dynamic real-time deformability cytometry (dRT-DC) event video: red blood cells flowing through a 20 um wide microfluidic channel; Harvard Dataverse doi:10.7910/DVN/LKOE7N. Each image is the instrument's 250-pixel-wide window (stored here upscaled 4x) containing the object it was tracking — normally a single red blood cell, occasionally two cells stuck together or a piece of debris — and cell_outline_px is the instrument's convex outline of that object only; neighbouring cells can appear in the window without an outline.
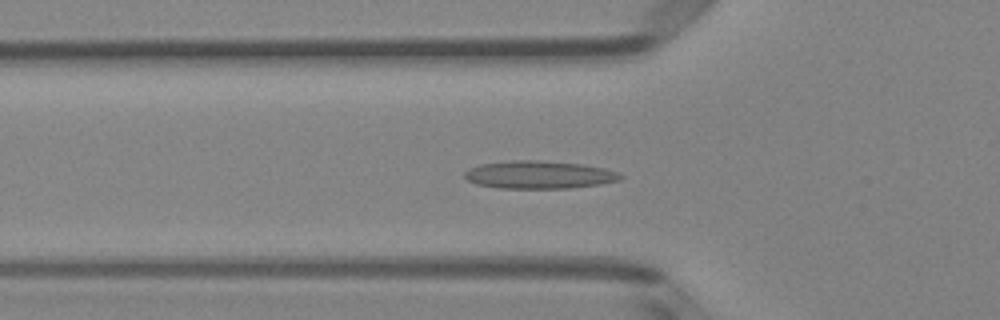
{"species": "Egyptian fruit bat (a non-hibernating species)", "species_latin": "Rousettus aegyptiacus", "temperature_condition": "room temperature", "stored_images_in_passage": 50, "camera_frame_rate_fps": 3000, "um_per_image_px": 0.085, "animal": {"sex": "female"}, "frame": {"image": 1, "passage_image": 17, "time_ms": 5.333, "image_size_px": [1000, 320], "cell_outline_px": [[624, 176], [620, 180], [600, 184], [568, 188], [500, 188], [476, 184], [468, 180], [464, 176], [464, 172], [468, 168], [480, 164], [512, 160], [536, 160], [580, 164], [604, 168], [620, 172]], "centroid_in_image_um": [45.82, 14.85], "position_along_channel_um": 80.0, "area_um2": 25.26}}
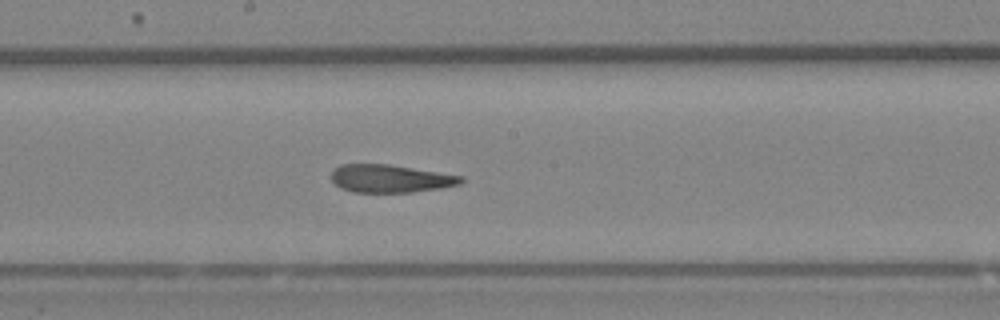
{"frame": {"image": 2, "passage_image": 27, "time_ms": 8.667, "image_size_px": [1000, 320], "cell_outline_px": [[464, 180], [460, 184], [440, 188], [412, 192], [352, 192], [340, 188], [332, 180], [332, 172], [340, 164], [388, 164], [464, 176]], "centroid_in_image_um": [33.19, 15.18], "position_along_channel_um": 215.0, "area_um2": 20.98}}
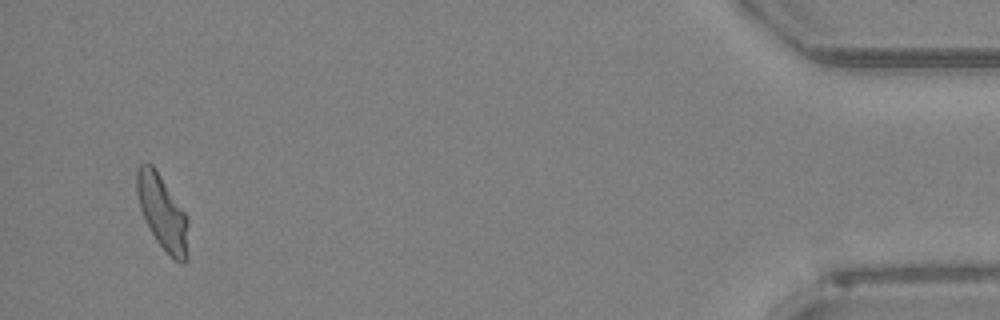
{"frame": {"image": 3, "passage_image": 48, "time_ms": 15.667, "image_size_px": [1000, 320], "cell_outline_px": [[188, 260], [184, 264], [180, 264], [156, 240], [140, 208], [136, 192], [136, 168], [140, 164], [148, 160], [156, 168], [184, 212], [188, 220]], "centroid_in_image_um": [13.8, 18.01], "position_along_channel_um": 421.4, "area_um2": 22.25}, "authors_computed_cell_mechanics": {"area_um2": 22.3397, "velocity_mm_per_s": 4.0587, "shape_relaxation_time_tau1_ms": null, "shape_relaxation_time_tau2_ms": 3.3776, "deformation_change_tau1": null, "deformation_change_tau2": 0.111}}